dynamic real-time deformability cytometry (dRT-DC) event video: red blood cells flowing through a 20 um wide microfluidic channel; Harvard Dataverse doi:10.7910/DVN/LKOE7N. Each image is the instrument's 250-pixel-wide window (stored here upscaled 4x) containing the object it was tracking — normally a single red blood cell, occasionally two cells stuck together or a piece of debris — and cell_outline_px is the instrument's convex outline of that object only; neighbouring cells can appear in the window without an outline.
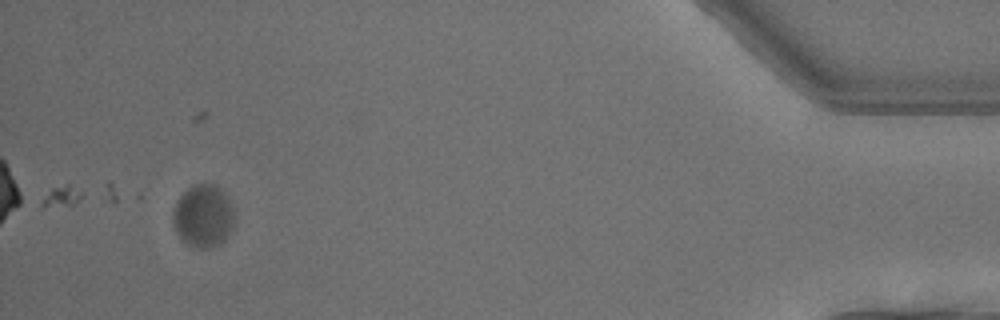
{"species": "common noctule bat (a hibernating species)", "species_latin": "Nyctalus noctula", "temperature_condition": "warm", "stored_images_in_passage": 22, "camera_frame_rate_fps": 3000, "um_per_image_px": 0.085, "animal": {"sex": "male", "body_mass_g": 13.3}, "frame": {"image": 1, "passage_image": 22, "time_ms": 7.0, "image_size_px": [1000, 320], "cell_outline_px": [[232, 228], [228, 236], [220, 244], [204, 248], [200, 248], [188, 244], [176, 232], [172, 220], [172, 208], [176, 200], [192, 184], [216, 184], [228, 200], [232, 208]], "centroid_in_image_um": [17.23, 18.35], "position_along_channel_um": 418.0, "area_um2": 22.14}}